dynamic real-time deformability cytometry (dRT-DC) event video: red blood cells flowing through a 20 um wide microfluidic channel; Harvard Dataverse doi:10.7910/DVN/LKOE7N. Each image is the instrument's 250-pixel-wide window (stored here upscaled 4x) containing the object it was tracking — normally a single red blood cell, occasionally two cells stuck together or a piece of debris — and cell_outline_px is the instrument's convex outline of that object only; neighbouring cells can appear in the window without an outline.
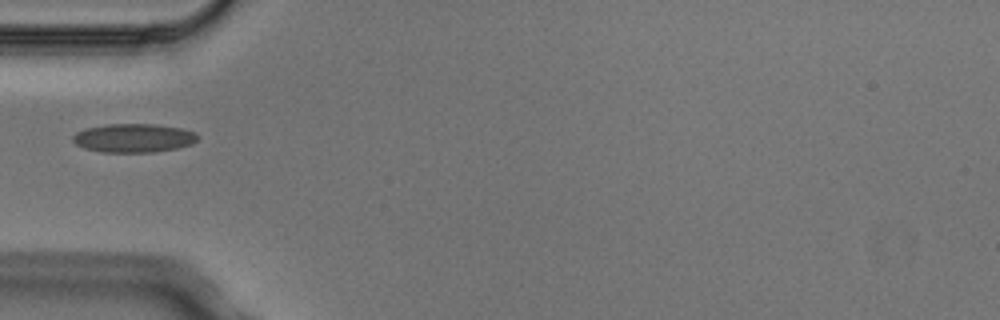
{"species": "Egyptian fruit bat (a non-hibernating species)", "species_latin": "Rousettus aegyptiacus", "temperature_condition": "cold", "stored_images_in_passage": 6, "camera_frame_rate_fps": 3000, "um_per_image_px": 0.085, "animal": {"sex": "male"}, "frame": {"image": 1, "passage_image": 5, "time_ms": 1.333, "image_size_px": [1000, 320], "cell_outline_px": [[200, 136], [192, 144], [176, 148], [152, 152], [100, 152], [84, 148], [76, 144], [72, 140], [72, 136], [76, 132], [84, 128], [108, 124], [156, 124], [180, 128], [196, 132]], "centroid_in_image_um": [11.35, 11.72], "position_along_channel_um": 73.7, "area_um2": 20.98}}
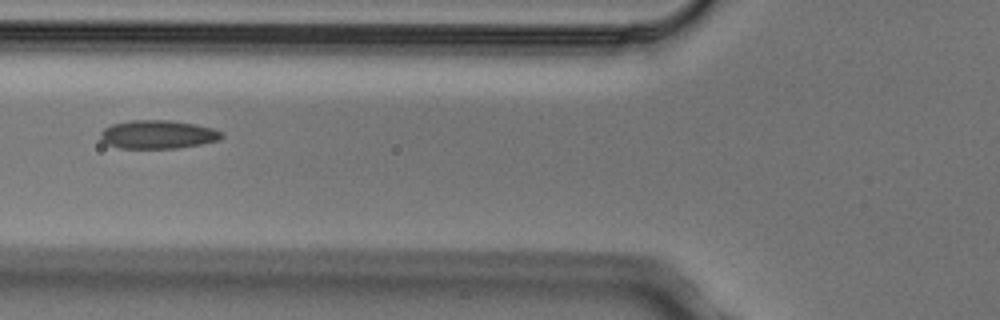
{"frame": {"image": 2, "passage_image": 6, "time_ms": 1.667, "image_size_px": [1000, 320], "cell_outline_px": [[224, 136], [220, 140], [200, 144], [176, 148], [120, 148], [108, 144], [100, 140], [100, 132], [104, 128], [112, 124], [128, 120], [168, 120], [196, 124], [212, 128], [220, 132]], "centroid_in_image_um": [13.39, 11.42], "position_along_channel_um": 112.4, "area_um2": 20.11}}